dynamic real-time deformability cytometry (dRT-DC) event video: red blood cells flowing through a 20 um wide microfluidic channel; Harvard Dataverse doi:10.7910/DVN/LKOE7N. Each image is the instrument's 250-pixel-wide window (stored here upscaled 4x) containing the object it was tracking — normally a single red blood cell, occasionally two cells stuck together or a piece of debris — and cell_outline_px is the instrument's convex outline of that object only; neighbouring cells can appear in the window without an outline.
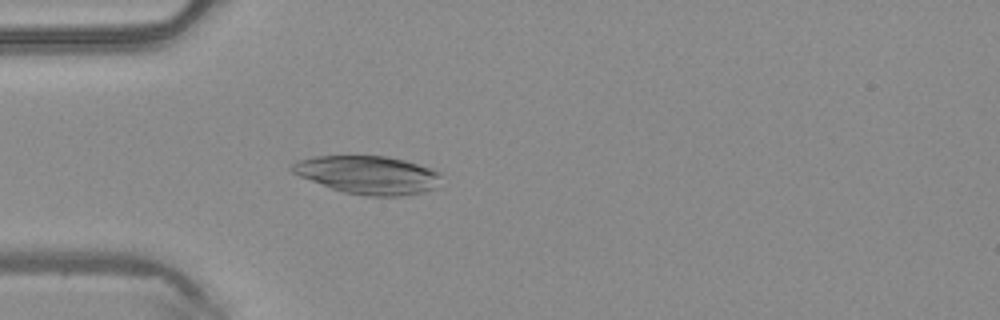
{"species": "common noctule bat (a hibernating species)", "species_latin": "Nyctalus noctula", "temperature_condition": "warm", "stored_images_in_passage": 48, "camera_frame_rate_fps": 3000, "um_per_image_px": 0.085, "animal": {"sex": "male", "body_mass_g": 20.4}, "frame": {"image": 1, "passage_image": 13, "time_ms": 4.0, "image_size_px": [1000, 320], "cell_outline_px": [[440, 176], [432, 188], [424, 192], [400, 196], [368, 196], [344, 192], [332, 188], [300, 176], [292, 172], [288, 168], [292, 164], [300, 160], [312, 156], [388, 156], [404, 160], [432, 168], [440, 172]], "centroid_in_image_um": [31.26, 14.85], "position_along_channel_um": 53.7, "area_um2": 32.83}}
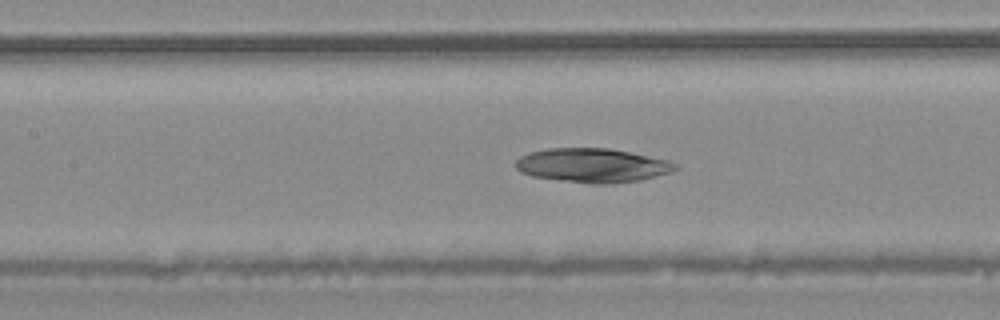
{"frame": {"image": 2, "passage_image": 21, "time_ms": 6.667, "image_size_px": [1000, 320], "cell_outline_px": [[680, 168], [672, 172], [640, 180], [612, 184], [592, 184], [532, 176], [520, 172], [516, 168], [516, 160], [520, 156], [532, 152], [548, 148], [608, 148], [632, 152], [668, 160], [676, 164]], "centroid_in_image_um": [50.39, 14.06], "position_along_channel_um": 157.0, "area_um2": 31.79}}
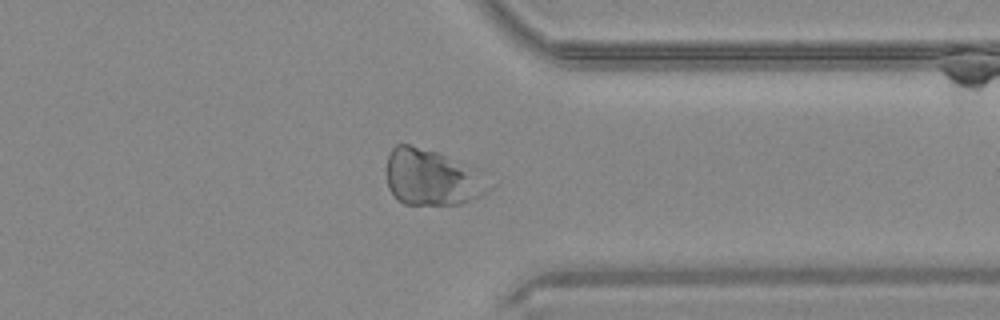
{"frame": {"image": 3, "passage_image": 37, "time_ms": 12.0, "image_size_px": [1000, 320], "cell_outline_px": [[496, 184], [492, 188], [480, 196], [472, 200], [460, 204], [404, 204], [396, 200], [388, 188], [388, 156], [392, 148], [396, 144], [408, 144], [436, 152], [444, 156]], "centroid_in_image_um": [36.67, 15.13], "position_along_channel_um": 374.7, "area_um2": 32.6}}